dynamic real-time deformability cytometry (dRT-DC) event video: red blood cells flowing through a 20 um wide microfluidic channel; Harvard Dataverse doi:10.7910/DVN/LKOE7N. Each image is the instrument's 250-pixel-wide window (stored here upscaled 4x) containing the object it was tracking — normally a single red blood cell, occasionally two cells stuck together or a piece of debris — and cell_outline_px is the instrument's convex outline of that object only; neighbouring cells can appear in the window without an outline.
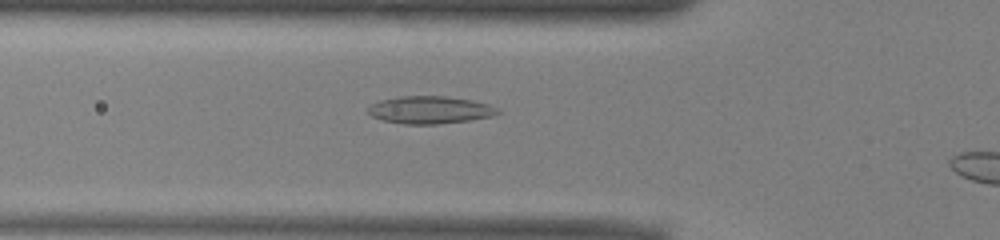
{"species": "common noctule bat (a hibernating species)", "species_latin": "Nyctalus noctula", "temperature_condition": "warm", "stored_images_in_passage": 35, "camera_frame_rate_fps": 3000, "um_per_image_px": 0.085, "animal": {"sex": "male", "body_mass_g": 13.0, "forearm_length_mm": 53.1}, "frame": {"image": 1, "passage_image": 10, "time_ms": 3.0, "image_size_px": [1000, 240], "cell_outline_px": [[504, 112], [492, 116], [468, 120], [436, 124], [404, 124], [380, 120], [372, 116], [368, 112], [368, 108], [372, 104], [380, 100], [400, 96], [448, 96], [472, 100], [488, 104]], "centroid_in_image_um": [36.55, 9.34], "position_along_channel_um": 89.3, "area_um2": 20.81}}
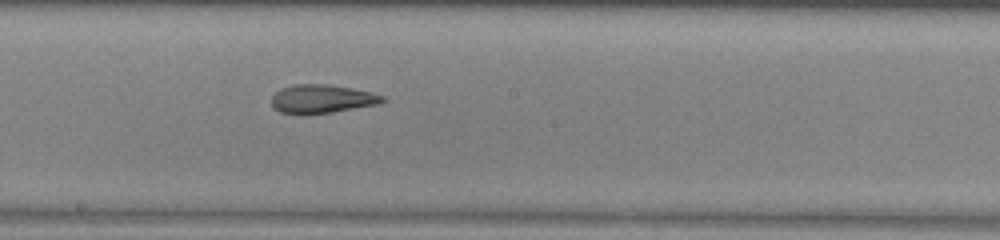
{"frame": {"image": 2, "passage_image": 20, "time_ms": 6.333, "image_size_px": [1000, 240], "cell_outline_px": [[388, 100], [380, 104], [308, 116], [280, 112], [272, 108], [272, 96], [280, 88], [292, 84], [328, 84], [372, 92], [384, 96]], "centroid_in_image_um": [27.35, 8.42], "position_along_channel_um": 220.8, "area_um2": 18.96}}
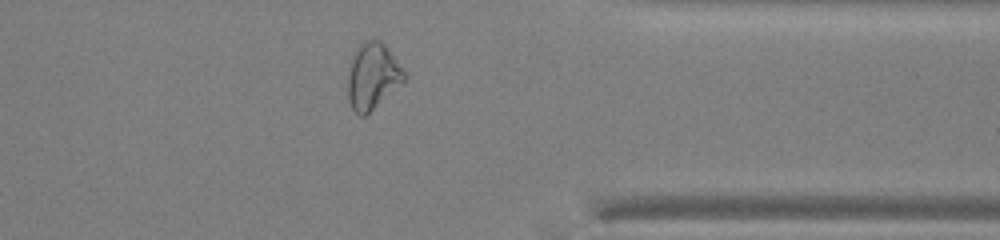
{"frame": {"image": 3, "passage_image": 33, "time_ms": 10.667, "image_size_px": [1000, 240], "cell_outline_px": [[408, 80], [364, 116], [360, 116], [352, 108], [348, 100], [348, 64], [352, 52], [360, 40], [380, 40], [384, 44], [408, 72]], "centroid_in_image_um": [31.69, 6.43], "position_along_channel_um": 379.7, "area_um2": 22.6}}